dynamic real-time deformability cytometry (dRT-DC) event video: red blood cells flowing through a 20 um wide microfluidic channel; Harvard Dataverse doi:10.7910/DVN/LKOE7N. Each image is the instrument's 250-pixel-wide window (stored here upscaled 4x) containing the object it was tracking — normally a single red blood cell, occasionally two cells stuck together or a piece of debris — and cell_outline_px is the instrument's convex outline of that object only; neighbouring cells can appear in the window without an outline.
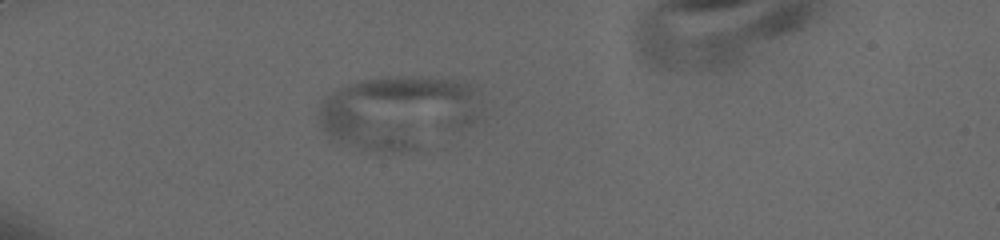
{"species": "human", "species_latin": "Homo sapiens", "temperature_condition": "cold", "stored_images_in_passage": 74, "camera_frame_rate_fps": 3000, "um_per_image_px": 0.085, "donor": {"sex": "male"}, "frame": {"image": 1, "passage_image": 22, "time_ms": 6.333, "image_size_px": [1000, 240], "cell_outline_px": [[480, 116], [472, 124], [416, 148], [404, 152], [392, 152], [360, 148], [328, 140], [320, 128], [316, 112], [324, 96], [328, 92], [348, 84], [364, 80], [384, 76], [420, 76], [456, 80], [468, 84], [480, 92]], "centroid_in_image_um": [33.77, 9.51], "position_along_channel_um": 51.2, "area_um2": 70.34}}